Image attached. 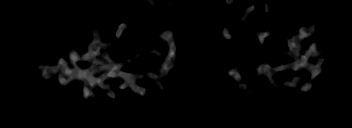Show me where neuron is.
Segmentation results:
<instances>
[{"instance_id": "2dd73e0c", "label": "neuron", "mask_w": 352, "mask_h": 128, "mask_svg": "<svg viewBox=\"0 0 352 128\" xmlns=\"http://www.w3.org/2000/svg\"><path fill=\"white\" fill-rule=\"evenodd\" d=\"M145 3H150L149 5H154L155 3L150 1V0H142ZM225 2L227 4H231L234 2V0H225ZM255 9L254 6H247V9L245 11V14L251 13L253 10ZM264 9L265 12H269V8H268V3H266L264 5ZM127 22H124L122 24H119L118 26H116V34L117 37H121L122 36V32L123 30H125L127 28ZM301 25L299 26V34L294 36L292 39L287 37L288 40V46L291 48V52H289V54H292V56L295 58H297V61L289 64V65H285V68H292L293 70L297 71L300 69H306L309 72H312V78H316L321 72H322V68L320 67V64L323 63L322 59H319L317 61V63L315 65H312L310 62H307V59H313L314 55L316 54V50H315V43L313 42L311 47L305 51L303 54H301V50L303 49V47L305 45H301V40L303 41L305 38H308L309 36L311 37L313 35V33H315V27H316V22L312 21L311 25L312 28L311 29H306L304 28L303 24L300 23ZM228 28L225 30L224 32H222L223 37H227L228 39L231 38L229 37V33H228ZM91 31L93 32L94 36H95V40L91 41V44H89V46H86L87 50H90V52L88 53H84L83 55H80L79 53H76L74 50H70L69 52V60L70 62L74 65V68H70L68 67L67 63L65 62V57H61L59 62H57V65L55 66H51V65H42V66H38V69L42 71V77H40L39 80H41V78L45 81H49V76L51 75H55L58 74L60 75L59 77V82L60 84H62L63 86L66 85L69 80H73V79H77L78 81L80 80L83 83V94L85 96L86 99L89 100V96L92 94L93 99L95 100V102H99L98 100V95L96 93H94L93 89L95 88L96 85H99V88H101V90L104 91V93H106L107 95H109L110 97L114 98L115 97V93H113L112 89H108V88H112V86H110V83H106L105 85L103 84V81L107 78L110 77H120L123 78L125 80V83L120 85L119 88L123 89L126 87H130L134 92L140 93V95L147 90L146 87H141L139 84H137V82L135 81V78L138 77L137 75L134 74H128L125 72H119L118 69L122 67V65H125L124 62H113V64L109 65V64H98L101 63L99 62L98 59V55L99 53H102V56L104 57V59H108V55L106 54L107 52V48H110L111 45L114 42H107V43H101V36L99 34V32L97 31V29L95 28V26H93L91 28ZM175 32H163L162 33V37L165 38L169 44H168V56L166 57V59L164 60L165 62H162V65L160 66L161 68V72L160 74H157V72L152 71L149 74L148 78H150V80H154V82L157 84H160V76H168L167 74V70H169V68H172L174 66V58L176 55V46H177V40L174 38V34ZM270 35V32L265 31L264 33L259 32L258 33V37L259 39L262 41L260 43V47H264L263 41L266 37H268ZM281 55L287 54V52H285L284 49H281ZM84 60L87 63H90L92 65L91 68H80L78 66L75 65L77 60ZM278 70H282V68L280 67H271L270 63H268L267 65H261L259 66V68H256V73H257V77L261 74H265L266 76H268L270 78V82L273 83V75L275 74L276 71ZM235 71V72H234ZM99 74V77L94 78L93 76L95 74ZM100 73H104L102 75H100ZM230 77L232 78H237L239 80L240 75L237 72V70H233V71H229L227 73ZM302 80V77H294L293 82L292 83H288L286 82V85L288 87H298L301 89L302 92H306L308 90H310L312 88L311 84L307 81L306 84H304V86H300V82ZM292 84V85H290ZM239 90L241 91V93H244L245 88L241 87L239 88Z\"/></svg>"}]
</instances>
